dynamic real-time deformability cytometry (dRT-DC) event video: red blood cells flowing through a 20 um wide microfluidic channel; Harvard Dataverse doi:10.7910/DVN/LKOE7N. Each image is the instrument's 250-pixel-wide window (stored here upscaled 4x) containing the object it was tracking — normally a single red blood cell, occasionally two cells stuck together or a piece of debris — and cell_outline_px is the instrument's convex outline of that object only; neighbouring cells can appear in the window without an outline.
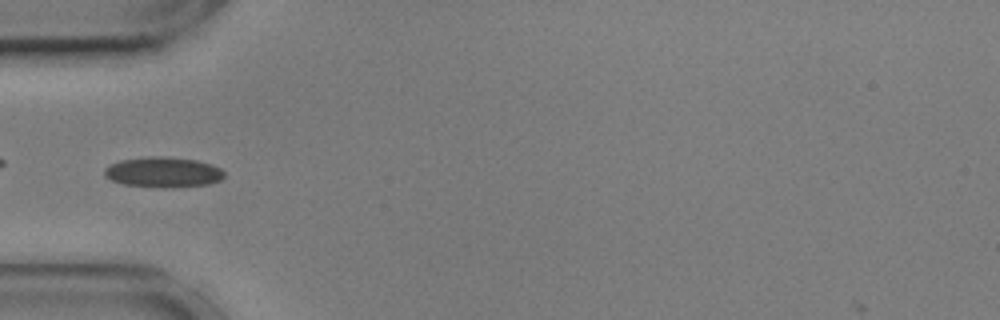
{"species": "common noctule bat (a hibernating species)", "species_latin": "Nyctalus noctula", "temperature_condition": "cold", "stored_images_in_passage": 32, "camera_frame_rate_fps": 3000, "um_per_image_px": 0.085, "animal": {"sex": "male", "body_mass_g": 17.9, "forearm_length_mm": 54.2}, "frame": {"image": 1, "passage_image": 1, "time_ms": 0.0, "image_size_px": [1000, 320], "cell_outline_px": [[224, 176], [220, 180], [208, 184], [172, 188], [160, 188], [124, 184], [112, 180], [104, 176], [104, 168], [120, 160], [160, 156], [196, 160], [212, 164], [220, 168], [224, 172]], "centroid_in_image_um": [13.88, 14.65], "position_along_channel_um": 71.1, "area_um2": 21.1}, "authors_computed_cell_mechanics": {"area_um2": 19.6231, "velocity_mm_per_s": 3.5823, "shape_relaxation_time_tau1_ms": 5.0166, "shape_relaxation_time_tau2_ms": 2.5935, "deformation_change_tau1": 0.1049, "deformation_change_tau2": 0.0562}}